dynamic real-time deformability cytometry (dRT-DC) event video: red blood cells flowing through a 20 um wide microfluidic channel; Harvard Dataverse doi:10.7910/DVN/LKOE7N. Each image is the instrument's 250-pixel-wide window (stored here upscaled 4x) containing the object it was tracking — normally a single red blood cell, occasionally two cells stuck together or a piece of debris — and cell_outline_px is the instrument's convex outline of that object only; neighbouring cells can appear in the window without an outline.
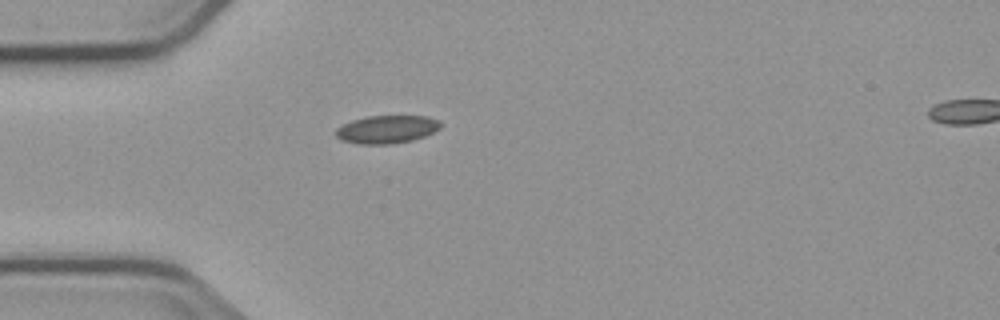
{"species": "common noctule bat (a hibernating species)", "species_latin": "Nyctalus noctula", "temperature_condition": "cold", "stored_images_in_passage": 2, "segment_of_instrument_passage": [1, 2], "camera_frame_rate_fps": 3000, "um_per_image_px": 0.085, "animal": {"sex": "male", "body_mass_g": 23.1, "forearm_length_mm": 52.7}, "frame": {"image": 1, "passage_image": 1, "time_ms": 0.0, "image_size_px": [1000, 320], "cell_outline_px": [[440, 128], [424, 136], [412, 140], [392, 144], [360, 144], [340, 140], [336, 136], [336, 128], [352, 120], [368, 116], [428, 116], [440, 120]], "centroid_in_image_um": [32.87, 10.99], "position_along_channel_um": 52.1, "area_um2": 17.05}}